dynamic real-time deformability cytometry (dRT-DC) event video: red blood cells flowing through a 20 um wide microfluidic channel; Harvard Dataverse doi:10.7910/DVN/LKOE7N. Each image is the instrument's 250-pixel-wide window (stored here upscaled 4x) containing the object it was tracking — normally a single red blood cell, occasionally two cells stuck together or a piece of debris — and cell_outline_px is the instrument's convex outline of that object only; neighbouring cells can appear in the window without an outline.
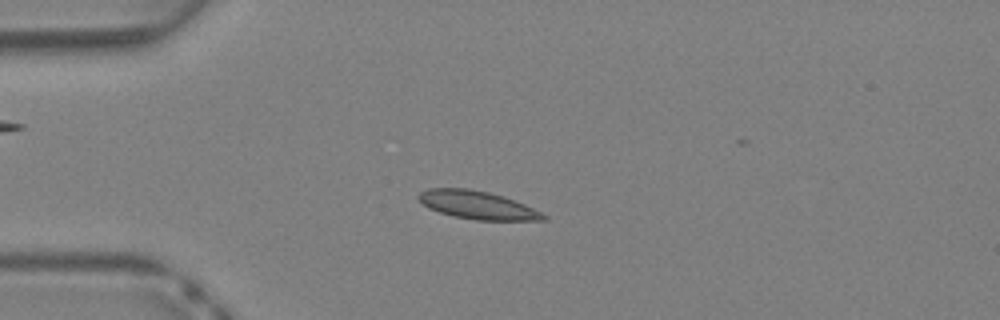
{"species": "Egyptian fruit bat (a non-hibernating species)", "species_latin": "Rousettus aegyptiacus", "temperature_condition": "warm", "stored_images_in_passage": 34, "camera_frame_rate_fps": 3000, "um_per_image_px": 0.085, "animal": {"sex": "female"}, "frame": {"image": 1, "passage_image": 10, "time_ms": 3.0, "image_size_px": [1000, 320], "cell_outline_px": [[548, 220], [476, 220], [456, 216], [440, 212], [428, 208], [416, 196], [420, 192], [428, 188], [468, 188], [488, 192], [504, 196], [524, 204], [548, 216]], "centroid_in_image_um": [40.58, 17.42], "position_along_channel_um": 44.4, "area_um2": 20.29}}
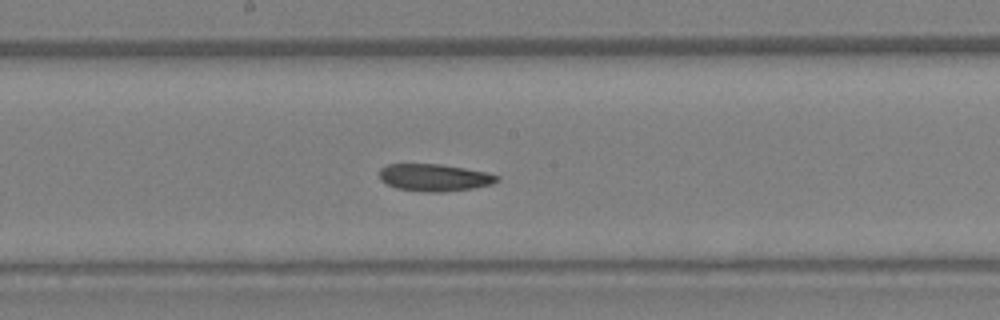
{"frame": {"image": 2, "passage_image": 21, "time_ms": 6.667, "image_size_px": [1000, 320], "cell_outline_px": [[500, 180], [492, 184], [472, 188], [440, 192], [428, 192], [396, 188], [380, 180], [380, 168], [388, 164], [440, 164], [488, 172], [500, 176]], "centroid_in_image_um": [36.94, 15.08], "position_along_channel_um": 211.3, "area_um2": 18.61}}
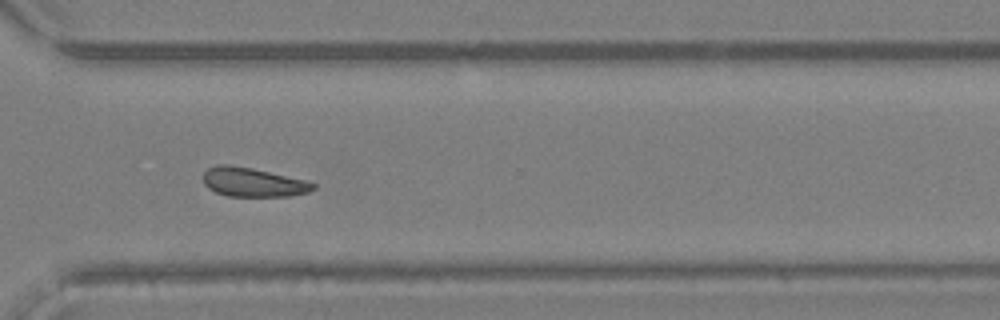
{"frame": {"image": 3, "passage_image": 29, "time_ms": 9.333, "image_size_px": [1000, 320], "cell_outline_px": [[316, 188], [308, 192], [288, 196], [228, 196], [216, 192], [208, 188], [204, 184], [204, 172], [208, 168], [216, 164], [228, 164], [252, 168], [304, 180], [316, 184]], "centroid_in_image_um": [21.48, 15.48], "position_along_channel_um": 349.1, "area_um2": 18.5}}